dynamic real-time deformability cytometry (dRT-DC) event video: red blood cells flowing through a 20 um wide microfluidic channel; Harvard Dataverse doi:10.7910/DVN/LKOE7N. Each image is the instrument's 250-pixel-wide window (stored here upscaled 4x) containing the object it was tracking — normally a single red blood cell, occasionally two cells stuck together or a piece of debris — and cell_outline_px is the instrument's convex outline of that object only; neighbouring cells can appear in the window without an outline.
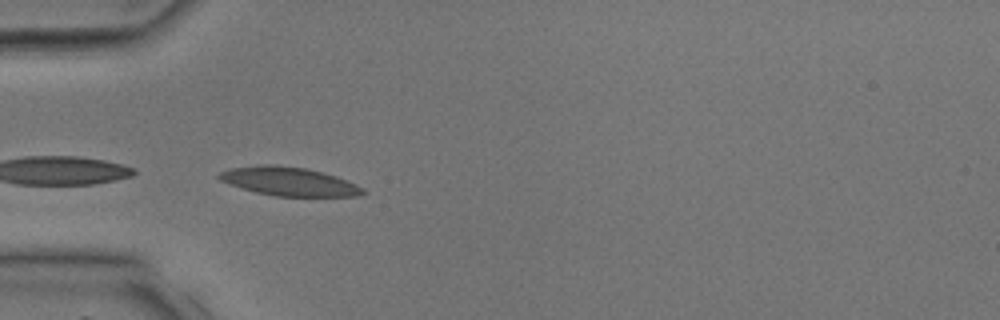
{"species": "common noctule bat (a hibernating species)", "species_latin": "Nyctalus noctula", "temperature_condition": "room temperature", "stored_images_in_passage": 27, "camera_frame_rate_fps": 3000, "um_per_image_px": 0.085, "animal": {"sex": "male", "body_mass_g": 17.9, "forearm_length_mm": 54.2}, "frame": {"image": 1, "passage_image": 12, "time_ms": 3.667, "image_size_px": [1000, 320], "cell_outline_px": [[368, 192], [356, 196], [276, 196], [256, 192], [220, 180], [216, 176], [220, 172], [228, 168], [260, 164], [276, 164], [304, 168], [336, 176], [356, 184], [364, 188]], "centroid_in_image_um": [24.56, 15.41], "position_along_channel_um": 60.4, "area_um2": 23.87}}
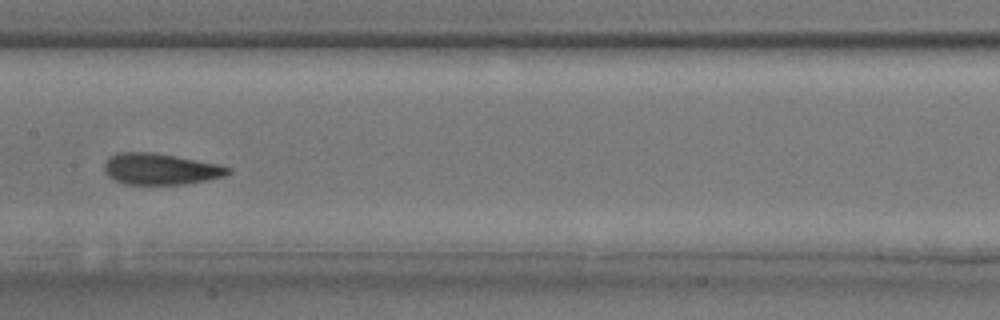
{"frame": {"image": 2, "passage_image": 20, "time_ms": 6.333, "image_size_px": [1000, 320], "cell_outline_px": [[232, 172], [224, 176], [184, 184], [124, 184], [108, 176], [104, 172], [104, 160], [108, 156], [116, 152], [152, 152], [176, 156], [220, 164], [232, 168]], "centroid_in_image_um": [13.61, 14.35], "position_along_channel_um": 193.8, "area_um2": 22.72}}